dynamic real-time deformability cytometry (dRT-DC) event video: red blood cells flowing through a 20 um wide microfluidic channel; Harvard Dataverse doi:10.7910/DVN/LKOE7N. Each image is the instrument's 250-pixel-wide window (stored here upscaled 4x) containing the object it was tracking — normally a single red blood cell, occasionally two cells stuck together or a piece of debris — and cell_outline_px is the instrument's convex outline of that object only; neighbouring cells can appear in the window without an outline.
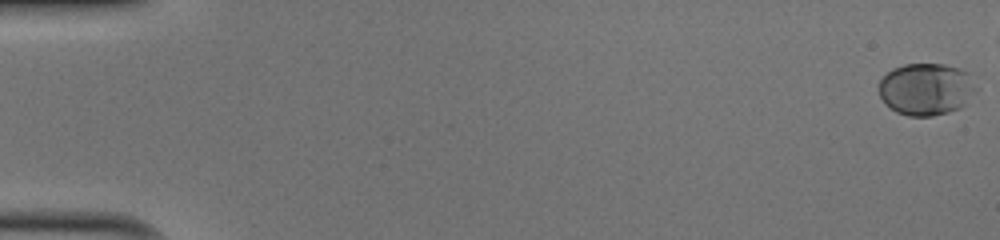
{"species": "human", "species_latin": "Homo sapiens", "temperature_condition": "cold", "stored_images_in_passage": 47, "camera_frame_rate_fps": 3000, "um_per_image_px": 0.085, "donor": {"sex": "male"}, "frame": {"image": 1, "passage_image": 1, "time_ms": 0.0, "image_size_px": [1000, 240], "cell_outline_px": [[980, 88], [960, 108], [948, 112], [932, 116], [908, 116], [896, 112], [884, 104], [880, 96], [880, 80], [892, 68], [904, 64], [944, 64], [960, 68], [968, 72]], "centroid_in_image_um": [78.76, 7.57], "position_along_channel_um": 6.2, "area_um2": 29.88}}
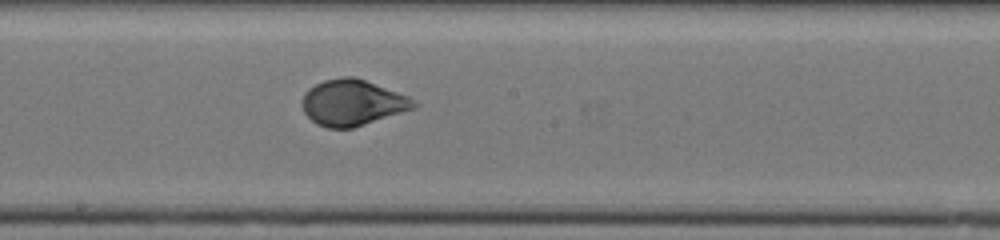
{"frame": {"image": 2, "passage_image": 30, "time_ms": 9.667, "image_size_px": [1000, 240], "cell_outline_px": [[420, 104], [416, 108], [352, 128], [328, 128], [316, 124], [304, 112], [304, 92], [308, 88], [324, 80], [344, 76], [352, 76], [364, 80], [408, 96]], "centroid_in_image_um": [29.98, 8.73], "position_along_channel_um": 218.2, "area_um2": 29.59}}
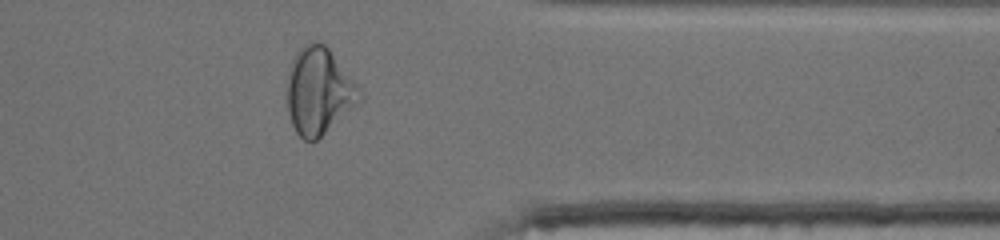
{"frame": {"image": 3, "passage_image": 43, "time_ms": 14.0, "image_size_px": [1000, 240], "cell_outline_px": [[364, 96], [360, 100], [316, 140], [304, 140], [296, 132], [292, 124], [288, 112], [288, 76], [292, 60], [296, 52], [308, 40], [316, 40], [324, 44], [328, 48], [360, 88]], "centroid_in_image_um": [27.09, 7.7], "position_along_channel_um": 384.3, "area_um2": 36.07}, "authors_computed_cell_mechanics": {"area_um2": 29.5936, "velocity_mm_per_s": 4.0468, "shape_relaxation_time_tau1_ms": 4.0223, "shape_relaxation_time_tau2_ms": null, "deformation_change_tau1": 0.1744, "deformation_change_tau2": null}}